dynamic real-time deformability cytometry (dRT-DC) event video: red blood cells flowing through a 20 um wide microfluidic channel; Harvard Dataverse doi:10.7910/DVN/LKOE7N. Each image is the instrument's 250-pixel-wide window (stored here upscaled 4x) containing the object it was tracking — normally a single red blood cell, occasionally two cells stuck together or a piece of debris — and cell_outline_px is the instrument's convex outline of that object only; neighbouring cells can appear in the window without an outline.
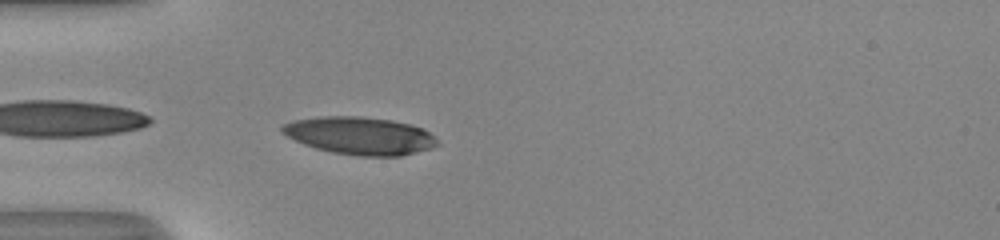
{"species": "human", "species_latin": "Homo sapiens", "temperature_condition": "room temperature", "stored_images_in_passage": 35, "camera_frame_rate_fps": 3000, "um_per_image_px": 0.085, "donor": {"sex": "male"}, "frame": {"image": 1, "passage_image": 1, "time_ms": 0.0, "image_size_px": [1000, 240], "cell_outline_px": [[440, 144], [432, 148], [400, 156], [360, 156], [332, 152], [316, 148], [304, 144], [280, 132], [280, 128], [284, 124], [292, 120], [316, 116], [360, 116], [392, 120], [424, 128]], "centroid_in_image_um": [30.57, 11.52], "position_along_channel_um": 54.4, "area_um2": 34.04}}
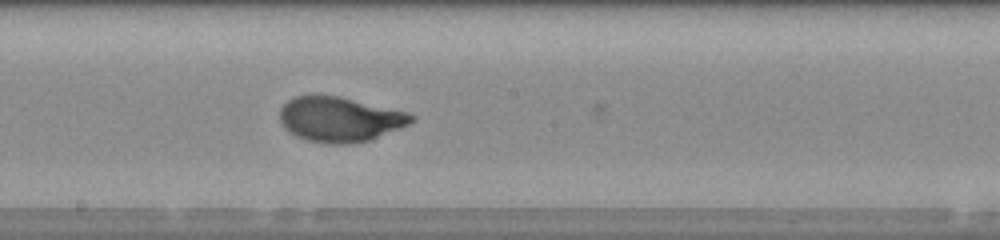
{"frame": {"image": 2, "passage_image": 14, "time_ms": 4.333, "image_size_px": [1000, 240], "cell_outline_px": [[416, 120], [400, 128], [368, 140], [348, 144], [332, 144], [308, 140], [296, 136], [288, 132], [284, 128], [280, 120], [280, 108], [288, 100], [296, 96], [316, 92], [340, 96], [408, 112], [416, 116]], "centroid_in_image_um": [28.85, 10.1], "position_along_channel_um": 219.3, "area_um2": 34.91}}
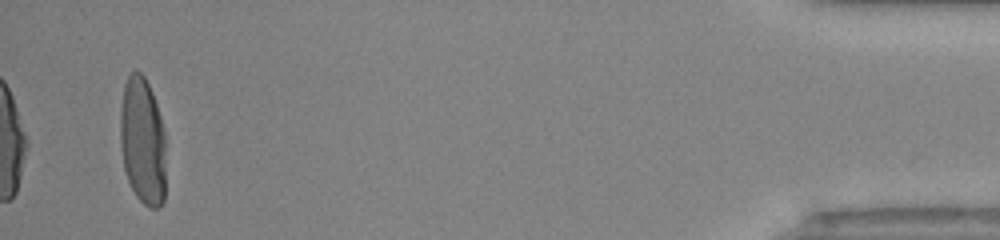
{"frame": {"image": 3, "passage_image": 35, "time_ms": 11.333, "image_size_px": [1000, 240], "cell_outline_px": [[164, 200], [160, 208], [148, 208], [136, 196], [124, 172], [120, 144], [120, 112], [124, 84], [128, 76], [136, 68], [144, 76], [152, 92], [160, 116], [164, 132]], "centroid_in_image_um": [12.1, 12.0], "position_along_channel_um": 423.1, "area_um2": 34.04}, "authors_computed_cell_mechanics": {"area_um2": 33.9864, "velocity_mm_per_s": 4.0543, "shape_relaxation_time_tau1_ms": 3.0654, "shape_relaxation_time_tau2_ms": null, "deformation_change_tau1": 0.1858, "deformation_change_tau2": null}}